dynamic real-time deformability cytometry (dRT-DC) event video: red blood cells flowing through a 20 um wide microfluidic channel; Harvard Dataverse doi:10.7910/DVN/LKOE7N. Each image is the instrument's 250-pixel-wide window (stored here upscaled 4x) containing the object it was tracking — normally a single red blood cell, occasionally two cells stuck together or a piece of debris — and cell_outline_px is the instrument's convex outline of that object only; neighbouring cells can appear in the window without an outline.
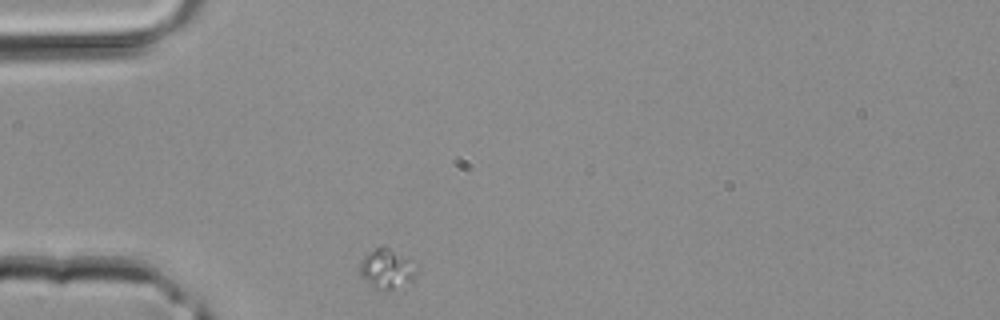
{"species": "common noctule bat (a hibernating species)", "species_latin": "Nyctalus noctula", "temperature_condition": "room temperature", "stored_images_in_passage": 14, "camera_frame_rate_fps": 3000, "um_per_image_px": 0.085, "animal": {"sex": "male", "body_mass_g": 20.4}, "frame": {"image": 1, "passage_image": 1, "time_ms": 0.0, "image_size_px": [1000, 320], "cell_outline_px": [[416, 280], [404, 292], [388, 292], [376, 288], [360, 276], [360, 260], [368, 252], [380, 244], [416, 260]], "centroid_in_image_um": [33.0, 22.92], "position_along_channel_um": 52.0, "area_um2": 14.45}}